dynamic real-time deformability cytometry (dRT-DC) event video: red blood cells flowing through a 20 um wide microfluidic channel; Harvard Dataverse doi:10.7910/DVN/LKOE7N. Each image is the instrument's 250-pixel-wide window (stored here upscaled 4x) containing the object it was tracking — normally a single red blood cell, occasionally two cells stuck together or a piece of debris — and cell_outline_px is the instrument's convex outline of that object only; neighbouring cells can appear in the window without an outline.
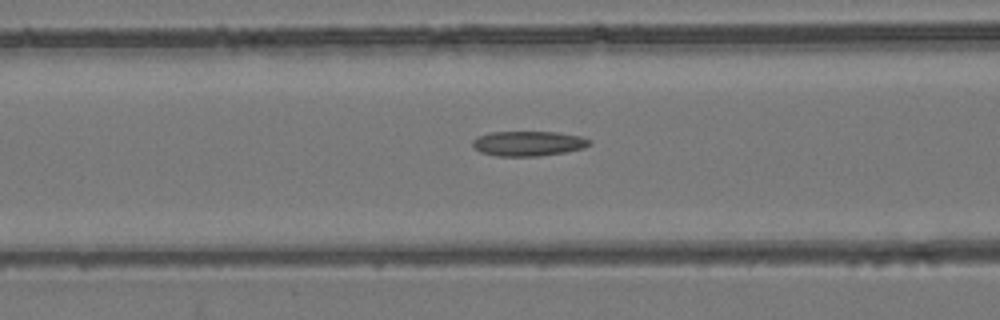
{"species": "common noctule bat (a hibernating species)", "species_latin": "Nyctalus noctula", "temperature_condition": "room temperature", "stored_images_in_passage": 42, "camera_frame_rate_fps": 3000, "um_per_image_px": 0.085, "animal": {"sex": "female", "body_mass_g": 24.6, "forearm_length_mm": 56.2}, "frame": {"image": 1, "passage_image": 10, "time_ms": 3.0, "image_size_px": [1000, 320], "cell_outline_px": [[592, 144], [584, 148], [564, 152], [536, 156], [496, 156], [480, 152], [472, 144], [472, 140], [476, 136], [492, 132], [556, 132], [580, 136], [592, 140]], "centroid_in_image_um": [44.91, 12.19], "position_along_channel_um": 121.7, "area_um2": 16.99}}
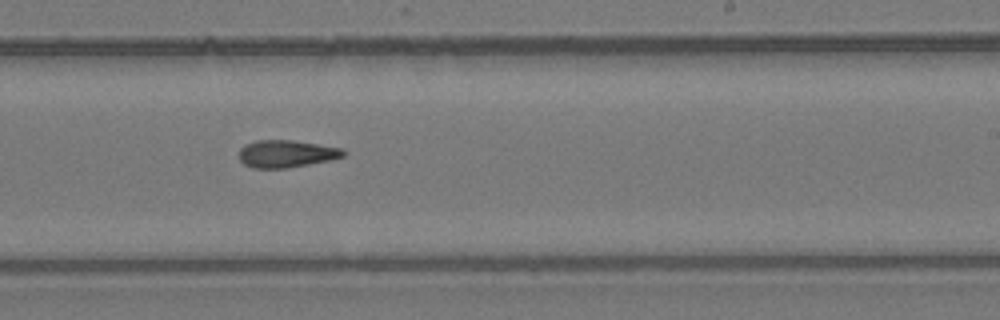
{"frame": {"image": 2, "passage_image": 21, "time_ms": 6.667, "image_size_px": [1000, 320], "cell_outline_px": [[344, 156], [332, 160], [288, 168], [252, 168], [244, 164], [240, 160], [240, 148], [244, 144], [256, 140], [292, 140], [344, 148]], "centroid_in_image_um": [24.34, 13.07], "position_along_channel_um": 264.7, "area_um2": 16.76}}
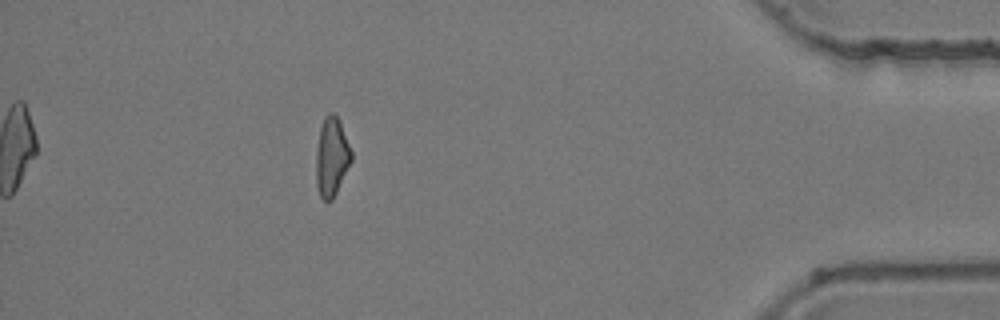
{"frame": {"image": 3, "passage_image": 36, "time_ms": 11.667, "image_size_px": [1000, 320], "cell_outline_px": [[352, 160], [332, 200], [328, 204], [320, 196], [316, 184], [316, 148], [320, 128], [324, 116], [328, 112], [332, 112], [336, 116], [340, 124], [352, 152]], "centroid_in_image_um": [28.17, 13.36], "position_along_channel_um": 407.0, "area_um2": 16.13}, "authors_computed_cell_mechanics": {"area_um2": 16.7042, "velocity_mm_per_s": 3.8848, "shape_relaxation_time_tau1_ms": null, "shape_relaxation_time_tau2_ms": 4.7916, "deformation_change_tau1": null, "deformation_change_tau2": 0.1289}}